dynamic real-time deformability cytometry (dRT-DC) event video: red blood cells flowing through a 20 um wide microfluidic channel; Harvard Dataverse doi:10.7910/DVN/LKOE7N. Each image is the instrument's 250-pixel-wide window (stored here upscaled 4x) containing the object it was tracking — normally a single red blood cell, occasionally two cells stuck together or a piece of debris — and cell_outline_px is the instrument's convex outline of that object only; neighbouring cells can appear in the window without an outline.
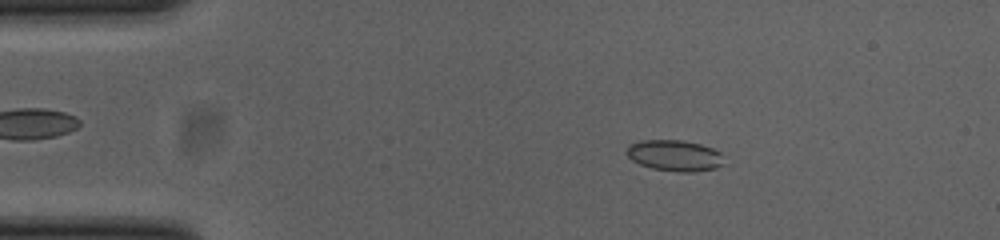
{"species": "common noctule bat (a hibernating species)", "species_latin": "Nyctalus noctula", "temperature_condition": "cold", "stored_images_in_passage": 46, "camera_frame_rate_fps": 3000, "um_per_image_px": 0.085, "animal": {"sex": "female", "body_mass_g": 23.0, "forearm_length_mm": 53.4}, "frame": {"image": 1, "passage_image": 2, "time_ms": 0.333, "image_size_px": [1000, 240], "cell_outline_px": [[724, 164], [716, 168], [692, 172], [680, 172], [652, 168], [640, 164], [632, 160], [628, 156], [628, 144], [640, 140], [680, 140], [700, 144], [712, 148], [720, 152]], "centroid_in_image_um": [57.35, 13.22], "position_along_channel_um": 27.7, "area_um2": 17.51}}
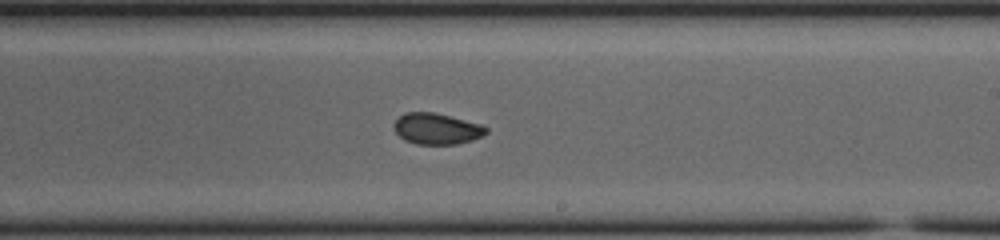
{"frame": {"image": 2, "passage_image": 24, "time_ms": 7.667, "image_size_px": [1000, 240], "cell_outline_px": [[488, 132], [472, 140], [456, 144], [416, 144], [404, 140], [392, 128], [392, 124], [404, 112], [432, 112], [480, 124], [488, 128]], "centroid_in_image_um": [37.07, 10.95], "position_along_channel_um": 251.9, "area_um2": 16.59}}
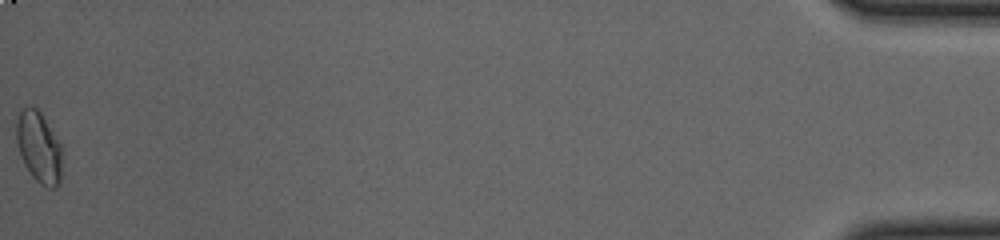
{"frame": {"image": 3, "passage_image": 46, "time_ms": 15.0, "image_size_px": [1000, 240], "cell_outline_px": [[60, 184], [56, 188], [48, 188], [40, 184], [32, 176], [24, 164], [20, 156], [16, 140], [16, 120], [20, 112], [28, 104], [36, 108], [40, 112], [60, 140]], "centroid_in_image_um": [3.29, 12.5], "position_along_channel_um": 431.9, "area_um2": 19.02}, "authors_computed_cell_mechanics": {"area_um2": 17.0221, "velocity_mm_per_s": 3.8631, "shape_relaxation_time_tau1_ms": 2.9634, "shape_relaxation_time_tau2_ms": 1.9893, "deformation_change_tau1": 0.1039, "deformation_change_tau2": 0.0587}}